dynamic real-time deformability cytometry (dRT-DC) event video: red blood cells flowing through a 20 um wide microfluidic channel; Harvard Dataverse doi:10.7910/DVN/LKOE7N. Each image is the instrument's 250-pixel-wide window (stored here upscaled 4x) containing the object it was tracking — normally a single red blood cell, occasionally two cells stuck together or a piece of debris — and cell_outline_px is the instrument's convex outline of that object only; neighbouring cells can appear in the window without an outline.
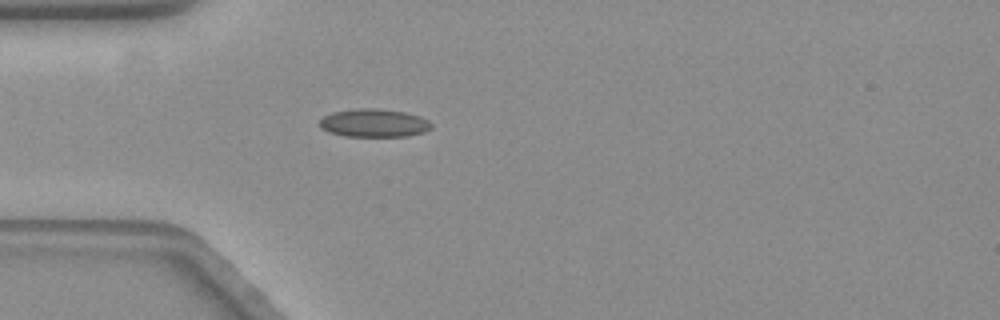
{"species": "common noctule bat (a hibernating species)", "species_latin": "Nyctalus noctula", "temperature_condition": "warm", "stored_images_in_passage": 48, "camera_frame_rate_fps": 3000, "um_per_image_px": 0.085, "animal": {"sex": "female", "body_mass_g": 19.3, "forearm_length_mm": 54.1}, "frame": {"image": 1, "passage_image": 7, "time_ms": 2.0, "image_size_px": [1000, 320], "cell_outline_px": [[432, 128], [424, 132], [408, 136], [344, 136], [328, 132], [320, 128], [320, 120], [324, 116], [332, 112], [356, 108], [376, 108], [404, 112], [420, 116], [428, 120], [432, 124]], "centroid_in_image_um": [31.78, 10.45], "position_along_channel_um": 53.2, "area_um2": 18.44}}
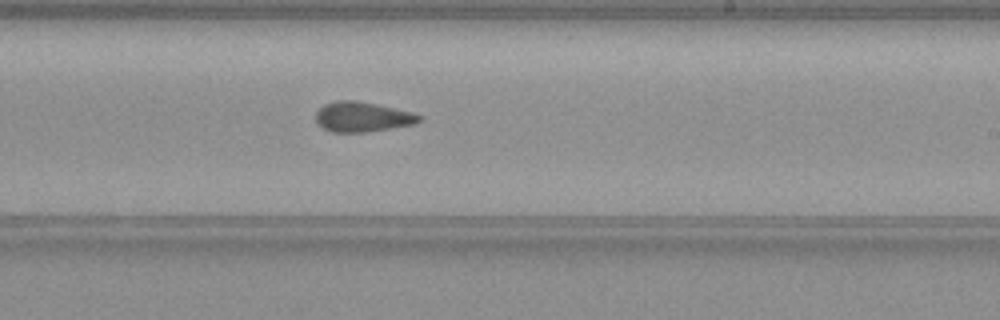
{"frame": {"image": 2, "passage_image": 25, "time_ms": 8.0, "image_size_px": [1000, 320], "cell_outline_px": [[420, 120], [416, 124], [368, 132], [332, 132], [324, 128], [316, 120], [316, 112], [324, 104], [336, 100], [356, 100], [376, 104], [412, 112], [420, 116]], "centroid_in_image_um": [30.8, 9.93], "position_along_channel_um": 258.2, "area_um2": 17.98}}
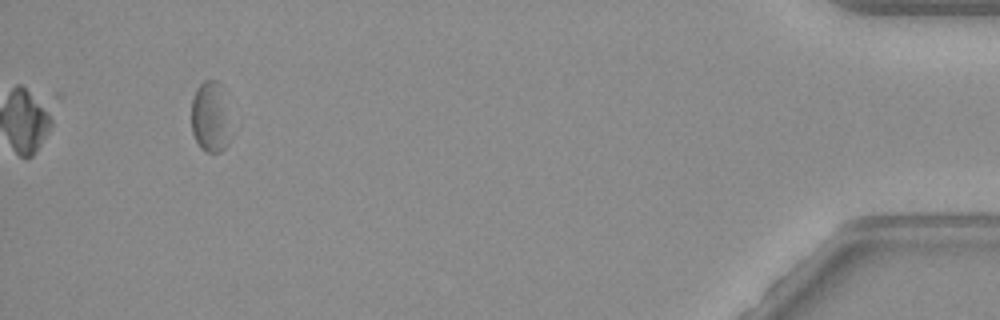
{"frame": {"image": 3, "passage_image": 45, "time_ms": 14.667, "image_size_px": [1000, 320], "cell_outline_px": [[240, 124], [236, 132], [228, 144], [220, 152], [204, 152], [200, 148], [192, 132], [192, 96], [196, 88], [204, 80], [216, 80], [220, 84]], "centroid_in_image_um": [18.07, 9.97], "position_along_channel_um": 417.1, "area_um2": 18.38}, "authors_computed_cell_mechanics": {"area_um2": 17.8313, "velocity_mm_per_s": 3.5252, "shape_relaxation_time_tau1_ms": 6.9842, "shape_relaxation_time_tau2_ms": 1.3625, "deformation_change_tau1": 0.1179, "deformation_change_tau2": 0.0775}}